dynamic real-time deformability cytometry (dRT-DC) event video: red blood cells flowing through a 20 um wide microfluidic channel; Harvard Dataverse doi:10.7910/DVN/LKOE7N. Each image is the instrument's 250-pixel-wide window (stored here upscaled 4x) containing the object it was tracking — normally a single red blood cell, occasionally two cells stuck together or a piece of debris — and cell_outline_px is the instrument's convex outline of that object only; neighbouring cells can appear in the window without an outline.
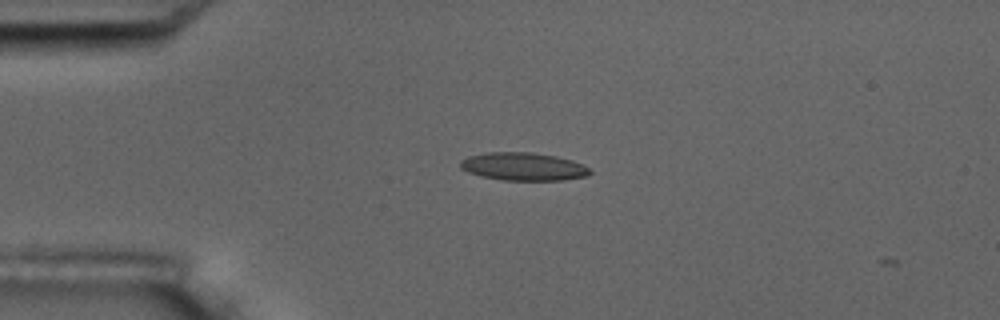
{"species": "common noctule bat (a hibernating species)", "species_latin": "Nyctalus noctula", "temperature_condition": "room temperature", "stored_images_in_passage": 1, "camera_frame_rate_fps": 3000, "um_per_image_px": 0.085, "animal": {"sex": "male", "body_mass_g": 17.5, "forearm_length_mm": 52.3}, "frame": {"image": 1, "passage_image": 1, "time_ms": 0.0, "image_size_px": [1000, 320], "cell_outline_px": [[592, 172], [588, 176], [564, 180], [504, 180], [480, 176], [468, 172], [460, 168], [460, 160], [468, 156], [488, 152], [532, 152], [556, 156], [572, 160], [588, 168]], "centroid_in_image_um": [44.47, 14.16], "position_along_channel_um": 40.5, "area_um2": 21.15}}